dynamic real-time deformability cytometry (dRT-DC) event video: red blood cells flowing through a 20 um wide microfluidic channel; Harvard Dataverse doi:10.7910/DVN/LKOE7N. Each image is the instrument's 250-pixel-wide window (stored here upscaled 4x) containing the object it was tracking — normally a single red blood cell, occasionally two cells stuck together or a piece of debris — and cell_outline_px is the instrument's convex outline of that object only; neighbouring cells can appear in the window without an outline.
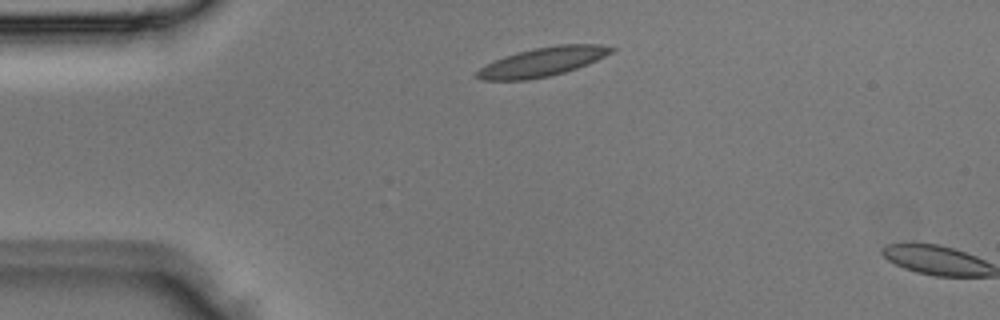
{"species": "Egyptian fruit bat (a non-hibernating species)", "species_latin": "Rousettus aegyptiacus", "temperature_condition": "room temperature", "stored_images_in_passage": 2, "camera_frame_rate_fps": 3000, "um_per_image_px": 0.085, "animal": {"sex": "male"}, "frame": {"image": 1, "passage_image": 1, "time_ms": 0.0, "image_size_px": [1000, 320], "cell_outline_px": [[616, 48], [612, 52], [588, 64], [564, 72], [548, 76], [528, 80], [480, 80], [476, 76], [476, 72], [480, 68], [504, 56], [516, 52], [532, 48], [556, 44], [600, 44]], "centroid_in_image_um": [46.12, 5.24], "position_along_channel_um": 38.9, "area_um2": 22.6}}